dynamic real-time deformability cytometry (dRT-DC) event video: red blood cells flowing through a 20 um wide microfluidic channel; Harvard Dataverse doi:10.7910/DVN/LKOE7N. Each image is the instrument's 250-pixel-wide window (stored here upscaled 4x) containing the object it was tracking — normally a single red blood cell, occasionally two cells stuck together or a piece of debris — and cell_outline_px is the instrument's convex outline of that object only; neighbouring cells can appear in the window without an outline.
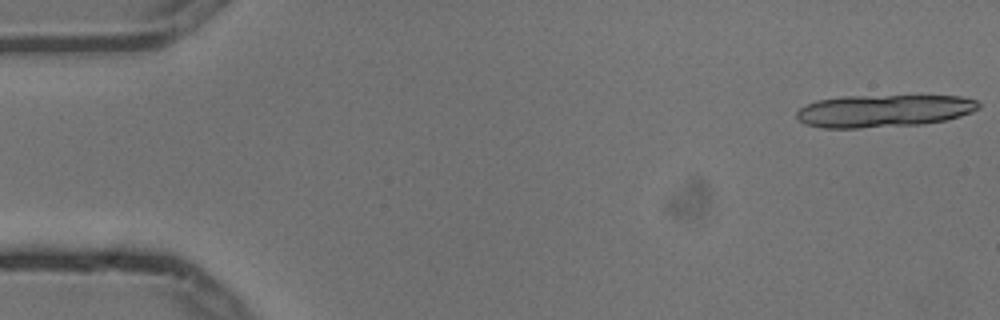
{"species": "common noctule bat (a hibernating species)", "species_latin": "Nyctalus noctula", "temperature_condition": "cold", "stored_images_in_passage": 6, "camera_frame_rate_fps": 3000, "um_per_image_px": 0.085, "animal": {"sex": "male", "body_mass_g": 13.3}, "frame": {"image": 1, "passage_image": 1, "time_ms": 0.0, "image_size_px": [1000, 320], "cell_outline_px": [[980, 108], [972, 112], [960, 116], [944, 120], [924, 124], [856, 128], [824, 128], [804, 124], [796, 116], [796, 112], [800, 108], [816, 100], [840, 96], [960, 96], [976, 100], [980, 104]], "centroid_in_image_um": [75.1, 9.42], "position_along_channel_um": 9.9, "area_um2": 34.45}}